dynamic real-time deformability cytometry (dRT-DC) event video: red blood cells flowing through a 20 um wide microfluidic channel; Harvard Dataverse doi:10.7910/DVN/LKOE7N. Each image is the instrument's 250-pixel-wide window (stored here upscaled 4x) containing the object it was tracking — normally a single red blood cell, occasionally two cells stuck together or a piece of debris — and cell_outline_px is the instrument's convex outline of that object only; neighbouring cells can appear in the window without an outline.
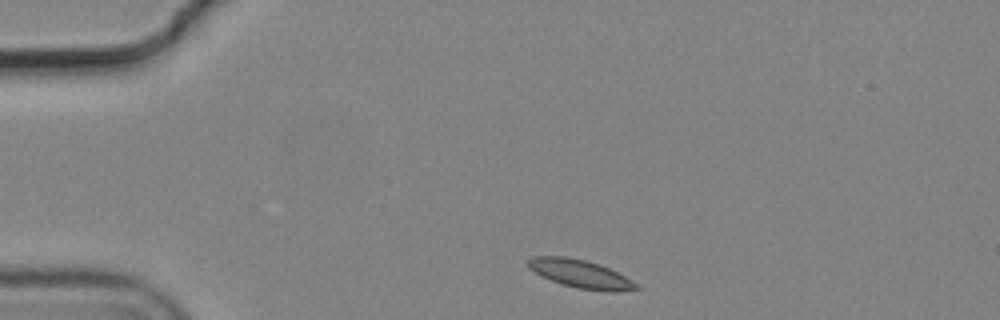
{"species": "common noctule bat (a hibernating species)", "species_latin": "Nyctalus noctula", "temperature_condition": "cold", "stored_images_in_passage": 3, "camera_frame_rate_fps": 3000, "um_per_image_px": 0.085, "animal": {"sex": "male", "body_mass_g": 19.2, "forearm_length_mm": 51.8}, "frame": {"image": 1, "passage_image": 1, "time_ms": 0.0, "image_size_px": [1000, 320], "cell_outline_px": [[640, 288], [612, 292], [576, 288], [552, 280], [528, 268], [528, 260], [532, 256], [564, 256], [584, 260], [600, 264], [632, 280]], "centroid_in_image_um": [49.33, 23.27], "position_along_channel_um": 35.7, "area_um2": 17.34}}
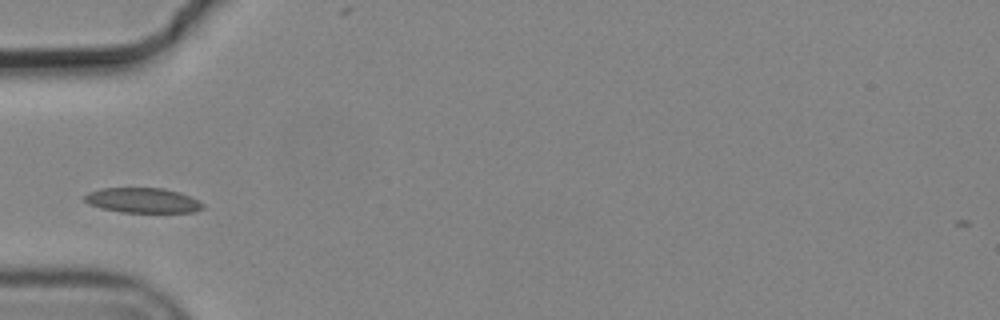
{"frame": {"image": 2, "passage_image": 3, "time_ms": 0.667, "image_size_px": [1000, 320], "cell_outline_px": [[204, 208], [192, 212], [120, 212], [100, 208], [88, 204], [84, 200], [84, 196], [88, 192], [100, 188], [164, 188], [180, 192], [204, 204]], "centroid_in_image_um": [12.09, 17.03], "position_along_channel_um": 72.9, "area_um2": 17.22}}